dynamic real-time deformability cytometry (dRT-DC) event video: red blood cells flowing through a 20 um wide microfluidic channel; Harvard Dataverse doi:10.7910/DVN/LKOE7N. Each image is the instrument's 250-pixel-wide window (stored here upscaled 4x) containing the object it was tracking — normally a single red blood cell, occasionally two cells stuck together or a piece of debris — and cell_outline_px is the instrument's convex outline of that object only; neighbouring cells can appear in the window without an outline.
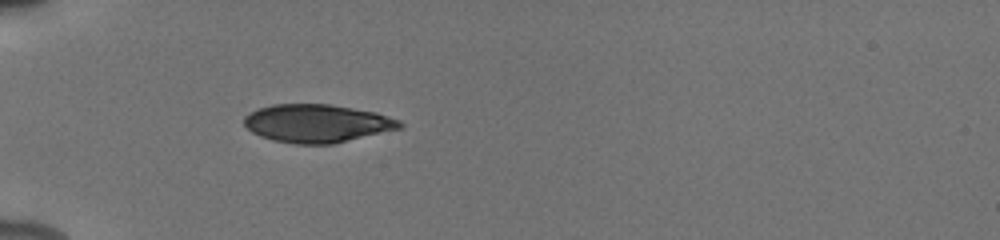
{"species": "human", "species_latin": "Homo sapiens", "temperature_condition": "cold", "stored_images_in_passage": 8, "camera_frame_rate_fps": 3000, "um_per_image_px": 0.085, "donor": {"sex": "male"}, "frame": {"image": 1, "passage_image": 1, "time_ms": 0.0, "image_size_px": [1000, 240], "cell_outline_px": [[404, 128], [332, 144], [296, 144], [272, 140], [260, 136], [252, 132], [244, 124], [244, 116], [260, 108], [272, 104], [332, 104], [376, 112], [400, 120], [404, 124]], "centroid_in_image_um": [26.99, 10.49], "position_along_channel_um": 58.0, "area_um2": 34.74}}
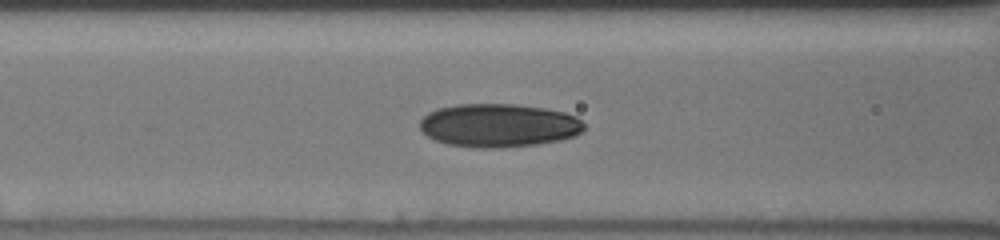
{"frame": {"image": 2, "passage_image": 3, "time_ms": 0.667, "image_size_px": [1000, 240], "cell_outline_px": [[584, 128], [576, 136], [560, 140], [536, 144], [500, 148], [480, 148], [448, 144], [436, 140], [428, 136], [420, 128], [420, 120], [428, 112], [436, 108], [460, 104], [512, 104], [544, 108], [564, 112], [576, 116], [584, 124]], "centroid_in_image_um": [42.39, 10.66], "position_along_channel_um": 124.2, "area_um2": 41.5}}
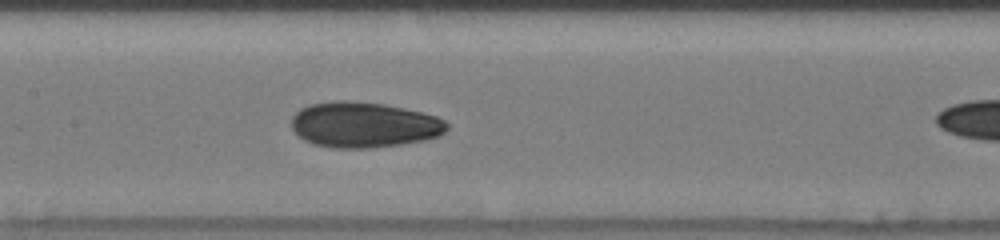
{"frame": {"image": 3, "passage_image": 7, "time_ms": 2.0, "image_size_px": [1000, 240], "cell_outline_px": [[448, 128], [440, 136], [424, 140], [400, 144], [372, 148], [336, 148], [312, 144], [304, 140], [292, 128], [292, 116], [300, 108], [308, 104], [332, 100], [344, 100], [384, 104], [420, 112], [436, 116], [444, 120], [448, 124]], "centroid_in_image_um": [30.91, 10.6], "position_along_channel_um": 176.5, "area_um2": 41.33}}